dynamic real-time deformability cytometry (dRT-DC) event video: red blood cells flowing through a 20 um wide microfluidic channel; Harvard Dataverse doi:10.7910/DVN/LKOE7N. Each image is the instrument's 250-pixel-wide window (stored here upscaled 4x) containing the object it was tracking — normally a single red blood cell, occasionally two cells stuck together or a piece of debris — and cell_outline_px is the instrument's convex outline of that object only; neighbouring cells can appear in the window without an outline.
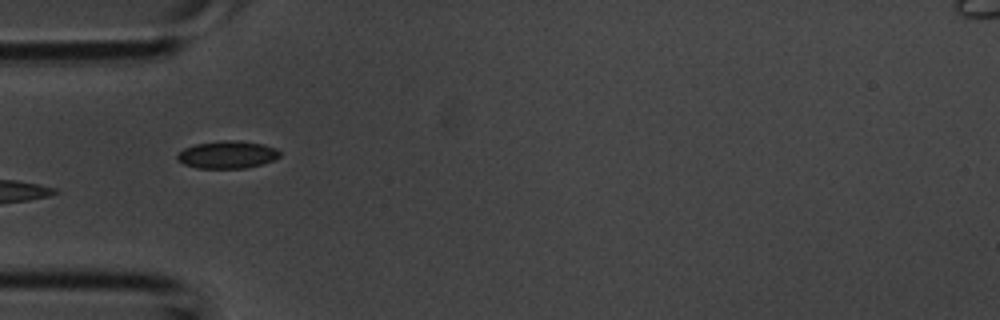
{"species": "common noctule bat (a hibernating species)", "species_latin": "Nyctalus noctula", "temperature_condition": "room temperature", "stored_images_in_passage": 21, "camera_frame_rate_fps": 3000, "um_per_image_px": 0.085, "animal": {"sex": "male", "body_mass_g": 20.1, "forearm_length_mm": 53.5}, "frame": {"image": 1, "passage_image": 1, "time_ms": 0.0, "image_size_px": [1000, 320], "cell_outline_px": [[280, 156], [264, 164], [244, 168], [196, 168], [184, 164], [176, 160], [176, 156], [184, 148], [196, 144], [224, 140], [236, 140], [264, 144], [276, 148], [280, 152]], "centroid_in_image_um": [19.32, 13.15], "position_along_channel_um": 65.7, "area_um2": 16.47}}